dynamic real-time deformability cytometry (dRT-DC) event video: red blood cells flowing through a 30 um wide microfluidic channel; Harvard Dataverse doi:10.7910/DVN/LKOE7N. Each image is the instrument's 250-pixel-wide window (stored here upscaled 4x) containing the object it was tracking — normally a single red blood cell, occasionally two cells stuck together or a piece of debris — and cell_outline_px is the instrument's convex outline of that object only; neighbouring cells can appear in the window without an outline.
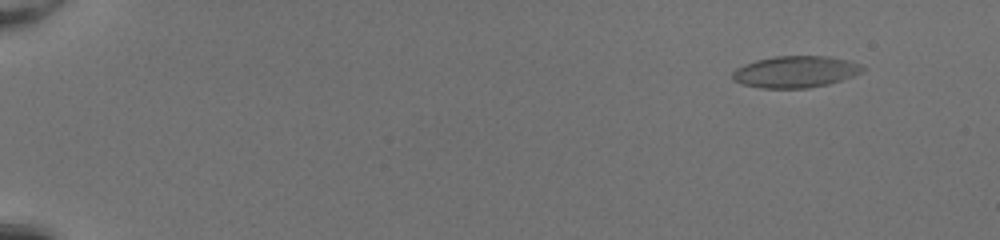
{"species": "common noctule bat (a hibernating species)", "species_latin": "Nyctalus noctula", "temperature_condition": "room temperature", "stored_images_in_passage": 54, "camera_frame_rate_fps": 3000, "um_per_image_px": 0.085, "animal": {"sex": "female", "body_mass_g": 20.0, "forearm_length_mm": 54.0}, "frame": {"image": 1, "passage_image": 6, "time_ms": 1.667, "image_size_px": [1000, 240], "cell_outline_px": [[868, 68], [852, 76], [828, 84], [808, 88], [760, 88], [740, 84], [732, 80], [732, 72], [736, 68], [744, 64], [756, 60], [776, 56], [828, 56], [848, 60], [860, 64]], "centroid_in_image_um": [67.58, 6.1], "position_along_channel_um": 17.4, "area_um2": 24.1}}
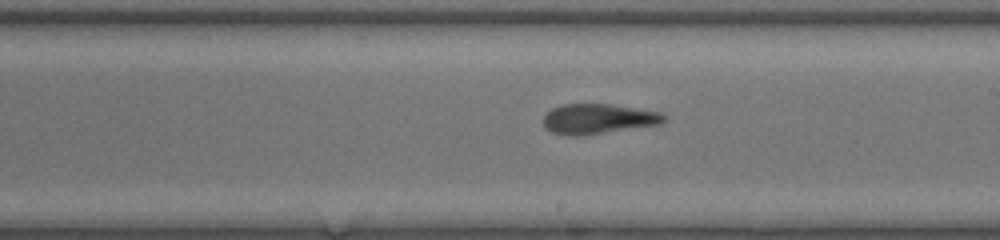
{"frame": {"image": 2, "passage_image": 34, "time_ms": 11.0, "image_size_px": [1000, 240], "cell_outline_px": [[668, 120], [660, 124], [580, 136], [568, 136], [552, 132], [544, 128], [544, 116], [552, 108], [564, 104], [612, 104], [660, 112], [668, 116]], "centroid_in_image_um": [50.87, 10.1], "position_along_channel_um": 238.1, "area_um2": 21.21}}
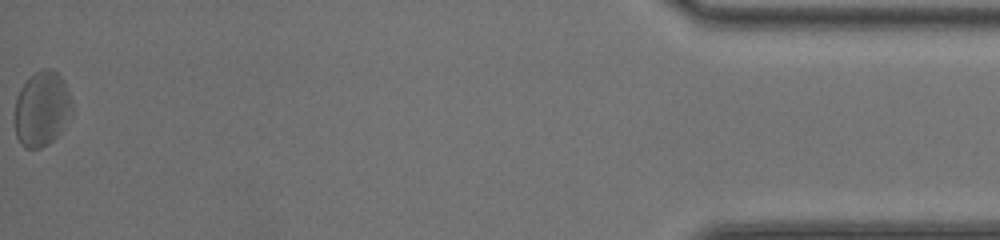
{"frame": {"image": 3, "passage_image": 54, "time_ms": 17.667, "image_size_px": [1000, 240], "cell_outline_px": [[72, 116], [60, 132], [48, 144], [40, 148], [24, 148], [20, 144], [16, 136], [16, 100], [20, 88], [40, 68], [52, 68], [64, 80], [72, 100]], "centroid_in_image_um": [3.59, 9.25], "position_along_channel_um": 431.6, "area_um2": 25.03}, "authors_computed_cell_mechanics": {"area_um2": 22.6576, "velocity_mm_per_s": 4.1102, "shape_relaxation_time_tau1_ms": 3.3431, "shape_relaxation_time_tau2_ms": 2.4421, "deformation_change_tau1": 0.1408, "deformation_change_tau2": 0.1253}}